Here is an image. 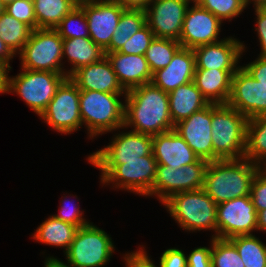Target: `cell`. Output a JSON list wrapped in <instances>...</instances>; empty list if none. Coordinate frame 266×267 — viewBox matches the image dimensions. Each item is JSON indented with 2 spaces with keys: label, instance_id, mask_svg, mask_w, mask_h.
<instances>
[{
  "label": "cell",
  "instance_id": "obj_1",
  "mask_svg": "<svg viewBox=\"0 0 266 267\" xmlns=\"http://www.w3.org/2000/svg\"><path fill=\"white\" fill-rule=\"evenodd\" d=\"M124 126L131 131L155 136L173 130L168 93L151 82L127 91Z\"/></svg>",
  "mask_w": 266,
  "mask_h": 267
},
{
  "label": "cell",
  "instance_id": "obj_2",
  "mask_svg": "<svg viewBox=\"0 0 266 267\" xmlns=\"http://www.w3.org/2000/svg\"><path fill=\"white\" fill-rule=\"evenodd\" d=\"M259 164L246 158L209 162L205 170L203 190L220 203L250 195L251 182Z\"/></svg>",
  "mask_w": 266,
  "mask_h": 267
},
{
  "label": "cell",
  "instance_id": "obj_3",
  "mask_svg": "<svg viewBox=\"0 0 266 267\" xmlns=\"http://www.w3.org/2000/svg\"><path fill=\"white\" fill-rule=\"evenodd\" d=\"M88 163L101 171L103 185L112 184V188L151 197L157 170L153 152L140 160H88Z\"/></svg>",
  "mask_w": 266,
  "mask_h": 267
},
{
  "label": "cell",
  "instance_id": "obj_4",
  "mask_svg": "<svg viewBox=\"0 0 266 267\" xmlns=\"http://www.w3.org/2000/svg\"><path fill=\"white\" fill-rule=\"evenodd\" d=\"M247 121L227 104L212 103L213 161L244 158Z\"/></svg>",
  "mask_w": 266,
  "mask_h": 267
},
{
  "label": "cell",
  "instance_id": "obj_5",
  "mask_svg": "<svg viewBox=\"0 0 266 267\" xmlns=\"http://www.w3.org/2000/svg\"><path fill=\"white\" fill-rule=\"evenodd\" d=\"M163 205L182 230H212L217 238V204L203 189L176 193Z\"/></svg>",
  "mask_w": 266,
  "mask_h": 267
},
{
  "label": "cell",
  "instance_id": "obj_6",
  "mask_svg": "<svg viewBox=\"0 0 266 267\" xmlns=\"http://www.w3.org/2000/svg\"><path fill=\"white\" fill-rule=\"evenodd\" d=\"M126 94H111L100 91H80V116L87 128L88 137L117 131L124 126L125 103L120 97Z\"/></svg>",
  "mask_w": 266,
  "mask_h": 267
},
{
  "label": "cell",
  "instance_id": "obj_7",
  "mask_svg": "<svg viewBox=\"0 0 266 267\" xmlns=\"http://www.w3.org/2000/svg\"><path fill=\"white\" fill-rule=\"evenodd\" d=\"M62 48L63 39L55 29H34L18 53L20 68L66 74Z\"/></svg>",
  "mask_w": 266,
  "mask_h": 267
},
{
  "label": "cell",
  "instance_id": "obj_8",
  "mask_svg": "<svg viewBox=\"0 0 266 267\" xmlns=\"http://www.w3.org/2000/svg\"><path fill=\"white\" fill-rule=\"evenodd\" d=\"M66 78V74L21 68L16 76H9L8 94H17L40 117Z\"/></svg>",
  "mask_w": 266,
  "mask_h": 267
},
{
  "label": "cell",
  "instance_id": "obj_9",
  "mask_svg": "<svg viewBox=\"0 0 266 267\" xmlns=\"http://www.w3.org/2000/svg\"><path fill=\"white\" fill-rule=\"evenodd\" d=\"M114 251L110 235L90 223L77 230L64 256L71 267H104Z\"/></svg>",
  "mask_w": 266,
  "mask_h": 267
},
{
  "label": "cell",
  "instance_id": "obj_10",
  "mask_svg": "<svg viewBox=\"0 0 266 267\" xmlns=\"http://www.w3.org/2000/svg\"><path fill=\"white\" fill-rule=\"evenodd\" d=\"M40 119L61 135L72 134L82 127L80 90L69 77L58 87Z\"/></svg>",
  "mask_w": 266,
  "mask_h": 267
},
{
  "label": "cell",
  "instance_id": "obj_11",
  "mask_svg": "<svg viewBox=\"0 0 266 267\" xmlns=\"http://www.w3.org/2000/svg\"><path fill=\"white\" fill-rule=\"evenodd\" d=\"M208 163L207 160L199 159L196 163L177 169L157 164L151 196H155L163 204L176 193L202 189Z\"/></svg>",
  "mask_w": 266,
  "mask_h": 267
},
{
  "label": "cell",
  "instance_id": "obj_12",
  "mask_svg": "<svg viewBox=\"0 0 266 267\" xmlns=\"http://www.w3.org/2000/svg\"><path fill=\"white\" fill-rule=\"evenodd\" d=\"M217 238L253 235L257 231V212L250 195L217 205Z\"/></svg>",
  "mask_w": 266,
  "mask_h": 267
},
{
  "label": "cell",
  "instance_id": "obj_13",
  "mask_svg": "<svg viewBox=\"0 0 266 267\" xmlns=\"http://www.w3.org/2000/svg\"><path fill=\"white\" fill-rule=\"evenodd\" d=\"M78 5L86 15L89 37L105 51L125 8L112 0H81Z\"/></svg>",
  "mask_w": 266,
  "mask_h": 267
},
{
  "label": "cell",
  "instance_id": "obj_14",
  "mask_svg": "<svg viewBox=\"0 0 266 267\" xmlns=\"http://www.w3.org/2000/svg\"><path fill=\"white\" fill-rule=\"evenodd\" d=\"M193 0H151L145 9L146 23L156 38L178 40L189 4Z\"/></svg>",
  "mask_w": 266,
  "mask_h": 267
},
{
  "label": "cell",
  "instance_id": "obj_15",
  "mask_svg": "<svg viewBox=\"0 0 266 267\" xmlns=\"http://www.w3.org/2000/svg\"><path fill=\"white\" fill-rule=\"evenodd\" d=\"M192 3L193 6L188 7L183 21L179 39L181 47L194 49L221 41L219 36L223 22L194 0Z\"/></svg>",
  "mask_w": 266,
  "mask_h": 267
},
{
  "label": "cell",
  "instance_id": "obj_16",
  "mask_svg": "<svg viewBox=\"0 0 266 267\" xmlns=\"http://www.w3.org/2000/svg\"><path fill=\"white\" fill-rule=\"evenodd\" d=\"M227 105L248 119L266 114V86L258 83L241 66L232 76Z\"/></svg>",
  "mask_w": 266,
  "mask_h": 267
},
{
  "label": "cell",
  "instance_id": "obj_17",
  "mask_svg": "<svg viewBox=\"0 0 266 267\" xmlns=\"http://www.w3.org/2000/svg\"><path fill=\"white\" fill-rule=\"evenodd\" d=\"M212 103L175 124L174 130L199 159L213 161Z\"/></svg>",
  "mask_w": 266,
  "mask_h": 267
},
{
  "label": "cell",
  "instance_id": "obj_18",
  "mask_svg": "<svg viewBox=\"0 0 266 267\" xmlns=\"http://www.w3.org/2000/svg\"><path fill=\"white\" fill-rule=\"evenodd\" d=\"M118 130L109 145L90 154L87 160H140V157L152 153L153 136Z\"/></svg>",
  "mask_w": 266,
  "mask_h": 267
},
{
  "label": "cell",
  "instance_id": "obj_19",
  "mask_svg": "<svg viewBox=\"0 0 266 267\" xmlns=\"http://www.w3.org/2000/svg\"><path fill=\"white\" fill-rule=\"evenodd\" d=\"M245 44L232 36L193 49L196 69H239Z\"/></svg>",
  "mask_w": 266,
  "mask_h": 267
},
{
  "label": "cell",
  "instance_id": "obj_20",
  "mask_svg": "<svg viewBox=\"0 0 266 267\" xmlns=\"http://www.w3.org/2000/svg\"><path fill=\"white\" fill-rule=\"evenodd\" d=\"M80 91H100L111 94H126L108 58L83 66L69 77Z\"/></svg>",
  "mask_w": 266,
  "mask_h": 267
},
{
  "label": "cell",
  "instance_id": "obj_21",
  "mask_svg": "<svg viewBox=\"0 0 266 267\" xmlns=\"http://www.w3.org/2000/svg\"><path fill=\"white\" fill-rule=\"evenodd\" d=\"M195 70L193 49L181 47L165 68L152 73L151 83L170 93L179 86L192 82Z\"/></svg>",
  "mask_w": 266,
  "mask_h": 267
},
{
  "label": "cell",
  "instance_id": "obj_22",
  "mask_svg": "<svg viewBox=\"0 0 266 267\" xmlns=\"http://www.w3.org/2000/svg\"><path fill=\"white\" fill-rule=\"evenodd\" d=\"M153 155L157 164L174 169L196 163L199 157L173 129L153 136Z\"/></svg>",
  "mask_w": 266,
  "mask_h": 267
},
{
  "label": "cell",
  "instance_id": "obj_23",
  "mask_svg": "<svg viewBox=\"0 0 266 267\" xmlns=\"http://www.w3.org/2000/svg\"><path fill=\"white\" fill-rule=\"evenodd\" d=\"M105 56L126 92L151 82L152 72L145 55L105 52Z\"/></svg>",
  "mask_w": 266,
  "mask_h": 267
},
{
  "label": "cell",
  "instance_id": "obj_24",
  "mask_svg": "<svg viewBox=\"0 0 266 267\" xmlns=\"http://www.w3.org/2000/svg\"><path fill=\"white\" fill-rule=\"evenodd\" d=\"M238 69H196L193 82L209 103L227 104Z\"/></svg>",
  "mask_w": 266,
  "mask_h": 267
},
{
  "label": "cell",
  "instance_id": "obj_25",
  "mask_svg": "<svg viewBox=\"0 0 266 267\" xmlns=\"http://www.w3.org/2000/svg\"><path fill=\"white\" fill-rule=\"evenodd\" d=\"M168 97L171 120L174 125L210 104L193 81L168 93Z\"/></svg>",
  "mask_w": 266,
  "mask_h": 267
},
{
  "label": "cell",
  "instance_id": "obj_26",
  "mask_svg": "<svg viewBox=\"0 0 266 267\" xmlns=\"http://www.w3.org/2000/svg\"><path fill=\"white\" fill-rule=\"evenodd\" d=\"M62 50L63 59L66 57L71 67L66 70L67 77L79 68L99 62L105 57V52L90 37L63 39Z\"/></svg>",
  "mask_w": 266,
  "mask_h": 267
},
{
  "label": "cell",
  "instance_id": "obj_27",
  "mask_svg": "<svg viewBox=\"0 0 266 267\" xmlns=\"http://www.w3.org/2000/svg\"><path fill=\"white\" fill-rule=\"evenodd\" d=\"M78 229V227L51 215L38 226L32 234V238L37 242L39 241L38 243L63 248L65 253L74 240Z\"/></svg>",
  "mask_w": 266,
  "mask_h": 267
},
{
  "label": "cell",
  "instance_id": "obj_28",
  "mask_svg": "<svg viewBox=\"0 0 266 267\" xmlns=\"http://www.w3.org/2000/svg\"><path fill=\"white\" fill-rule=\"evenodd\" d=\"M38 28L54 29L77 5L76 0H33Z\"/></svg>",
  "mask_w": 266,
  "mask_h": 267
},
{
  "label": "cell",
  "instance_id": "obj_29",
  "mask_svg": "<svg viewBox=\"0 0 266 267\" xmlns=\"http://www.w3.org/2000/svg\"><path fill=\"white\" fill-rule=\"evenodd\" d=\"M244 158L259 165L266 162V114L248 119Z\"/></svg>",
  "mask_w": 266,
  "mask_h": 267
},
{
  "label": "cell",
  "instance_id": "obj_30",
  "mask_svg": "<svg viewBox=\"0 0 266 267\" xmlns=\"http://www.w3.org/2000/svg\"><path fill=\"white\" fill-rule=\"evenodd\" d=\"M146 24L144 9L125 8L121 14L117 29L113 33L110 45L104 52H118L123 44Z\"/></svg>",
  "mask_w": 266,
  "mask_h": 267
},
{
  "label": "cell",
  "instance_id": "obj_31",
  "mask_svg": "<svg viewBox=\"0 0 266 267\" xmlns=\"http://www.w3.org/2000/svg\"><path fill=\"white\" fill-rule=\"evenodd\" d=\"M32 29L4 11L0 15V38L17 54L28 41Z\"/></svg>",
  "mask_w": 266,
  "mask_h": 267
},
{
  "label": "cell",
  "instance_id": "obj_32",
  "mask_svg": "<svg viewBox=\"0 0 266 267\" xmlns=\"http://www.w3.org/2000/svg\"><path fill=\"white\" fill-rule=\"evenodd\" d=\"M229 240L235 245L245 267H266V244L257 236H235Z\"/></svg>",
  "mask_w": 266,
  "mask_h": 267
},
{
  "label": "cell",
  "instance_id": "obj_33",
  "mask_svg": "<svg viewBox=\"0 0 266 267\" xmlns=\"http://www.w3.org/2000/svg\"><path fill=\"white\" fill-rule=\"evenodd\" d=\"M180 48L181 44L178 40L155 37L145 53L150 71L154 73L165 68Z\"/></svg>",
  "mask_w": 266,
  "mask_h": 267
},
{
  "label": "cell",
  "instance_id": "obj_34",
  "mask_svg": "<svg viewBox=\"0 0 266 267\" xmlns=\"http://www.w3.org/2000/svg\"><path fill=\"white\" fill-rule=\"evenodd\" d=\"M212 267H245L235 247L229 239L212 237Z\"/></svg>",
  "mask_w": 266,
  "mask_h": 267
},
{
  "label": "cell",
  "instance_id": "obj_35",
  "mask_svg": "<svg viewBox=\"0 0 266 267\" xmlns=\"http://www.w3.org/2000/svg\"><path fill=\"white\" fill-rule=\"evenodd\" d=\"M54 29L62 39L89 37L86 15L79 5L68 13Z\"/></svg>",
  "mask_w": 266,
  "mask_h": 267
},
{
  "label": "cell",
  "instance_id": "obj_36",
  "mask_svg": "<svg viewBox=\"0 0 266 267\" xmlns=\"http://www.w3.org/2000/svg\"><path fill=\"white\" fill-rule=\"evenodd\" d=\"M222 22L238 17L246 9L243 0H194Z\"/></svg>",
  "mask_w": 266,
  "mask_h": 267
},
{
  "label": "cell",
  "instance_id": "obj_37",
  "mask_svg": "<svg viewBox=\"0 0 266 267\" xmlns=\"http://www.w3.org/2000/svg\"><path fill=\"white\" fill-rule=\"evenodd\" d=\"M155 38L153 31L146 24L133 34L118 51L123 54L145 55L146 50Z\"/></svg>",
  "mask_w": 266,
  "mask_h": 267
},
{
  "label": "cell",
  "instance_id": "obj_38",
  "mask_svg": "<svg viewBox=\"0 0 266 267\" xmlns=\"http://www.w3.org/2000/svg\"><path fill=\"white\" fill-rule=\"evenodd\" d=\"M5 11L32 30L37 29L33 0H14L5 6Z\"/></svg>",
  "mask_w": 266,
  "mask_h": 267
},
{
  "label": "cell",
  "instance_id": "obj_39",
  "mask_svg": "<svg viewBox=\"0 0 266 267\" xmlns=\"http://www.w3.org/2000/svg\"><path fill=\"white\" fill-rule=\"evenodd\" d=\"M67 198L68 197L65 195L64 200L62 199L60 202L61 206L59 207V213L55 215L53 214V216L78 228L90 224V221H87V219L83 218L84 212L82 209H80V205L76 206L73 204L74 201L71 202V200Z\"/></svg>",
  "mask_w": 266,
  "mask_h": 267
},
{
  "label": "cell",
  "instance_id": "obj_40",
  "mask_svg": "<svg viewBox=\"0 0 266 267\" xmlns=\"http://www.w3.org/2000/svg\"><path fill=\"white\" fill-rule=\"evenodd\" d=\"M250 198L256 212L266 209V175L260 169L251 182Z\"/></svg>",
  "mask_w": 266,
  "mask_h": 267
},
{
  "label": "cell",
  "instance_id": "obj_41",
  "mask_svg": "<svg viewBox=\"0 0 266 267\" xmlns=\"http://www.w3.org/2000/svg\"><path fill=\"white\" fill-rule=\"evenodd\" d=\"M210 247L194 248L189 255H187V267H212L211 250L212 237L210 240Z\"/></svg>",
  "mask_w": 266,
  "mask_h": 267
},
{
  "label": "cell",
  "instance_id": "obj_42",
  "mask_svg": "<svg viewBox=\"0 0 266 267\" xmlns=\"http://www.w3.org/2000/svg\"><path fill=\"white\" fill-rule=\"evenodd\" d=\"M156 267H187V257L183 250L168 248L161 254L159 266Z\"/></svg>",
  "mask_w": 266,
  "mask_h": 267
},
{
  "label": "cell",
  "instance_id": "obj_43",
  "mask_svg": "<svg viewBox=\"0 0 266 267\" xmlns=\"http://www.w3.org/2000/svg\"><path fill=\"white\" fill-rule=\"evenodd\" d=\"M141 246L136 251L125 253L123 262H125L126 267H156V263L154 264L155 261L147 255V251H145L143 245Z\"/></svg>",
  "mask_w": 266,
  "mask_h": 267
},
{
  "label": "cell",
  "instance_id": "obj_44",
  "mask_svg": "<svg viewBox=\"0 0 266 267\" xmlns=\"http://www.w3.org/2000/svg\"><path fill=\"white\" fill-rule=\"evenodd\" d=\"M256 17L257 37L260 42V57H266V10L264 8H254Z\"/></svg>",
  "mask_w": 266,
  "mask_h": 267
},
{
  "label": "cell",
  "instance_id": "obj_45",
  "mask_svg": "<svg viewBox=\"0 0 266 267\" xmlns=\"http://www.w3.org/2000/svg\"><path fill=\"white\" fill-rule=\"evenodd\" d=\"M249 75L258 83L266 86V57L257 56V58L242 66Z\"/></svg>",
  "mask_w": 266,
  "mask_h": 267
},
{
  "label": "cell",
  "instance_id": "obj_46",
  "mask_svg": "<svg viewBox=\"0 0 266 267\" xmlns=\"http://www.w3.org/2000/svg\"><path fill=\"white\" fill-rule=\"evenodd\" d=\"M15 55L16 54L11 50V48H9V46L6 45L0 38V62L6 64L10 69H12L10 66V60H12Z\"/></svg>",
  "mask_w": 266,
  "mask_h": 267
},
{
  "label": "cell",
  "instance_id": "obj_47",
  "mask_svg": "<svg viewBox=\"0 0 266 267\" xmlns=\"http://www.w3.org/2000/svg\"><path fill=\"white\" fill-rule=\"evenodd\" d=\"M124 8L146 9L151 0H112Z\"/></svg>",
  "mask_w": 266,
  "mask_h": 267
},
{
  "label": "cell",
  "instance_id": "obj_48",
  "mask_svg": "<svg viewBox=\"0 0 266 267\" xmlns=\"http://www.w3.org/2000/svg\"><path fill=\"white\" fill-rule=\"evenodd\" d=\"M10 68L0 62V93L4 94L7 93L8 94V83H9V72H10Z\"/></svg>",
  "mask_w": 266,
  "mask_h": 267
},
{
  "label": "cell",
  "instance_id": "obj_49",
  "mask_svg": "<svg viewBox=\"0 0 266 267\" xmlns=\"http://www.w3.org/2000/svg\"><path fill=\"white\" fill-rule=\"evenodd\" d=\"M44 267H71L64 261H61L59 258L53 256H48L45 258Z\"/></svg>",
  "mask_w": 266,
  "mask_h": 267
},
{
  "label": "cell",
  "instance_id": "obj_50",
  "mask_svg": "<svg viewBox=\"0 0 266 267\" xmlns=\"http://www.w3.org/2000/svg\"><path fill=\"white\" fill-rule=\"evenodd\" d=\"M266 232V209L257 212V232Z\"/></svg>",
  "mask_w": 266,
  "mask_h": 267
},
{
  "label": "cell",
  "instance_id": "obj_51",
  "mask_svg": "<svg viewBox=\"0 0 266 267\" xmlns=\"http://www.w3.org/2000/svg\"><path fill=\"white\" fill-rule=\"evenodd\" d=\"M245 7H248L250 3H253L254 8H264L266 6V0H243Z\"/></svg>",
  "mask_w": 266,
  "mask_h": 267
},
{
  "label": "cell",
  "instance_id": "obj_52",
  "mask_svg": "<svg viewBox=\"0 0 266 267\" xmlns=\"http://www.w3.org/2000/svg\"><path fill=\"white\" fill-rule=\"evenodd\" d=\"M259 169L266 175V162L261 163Z\"/></svg>",
  "mask_w": 266,
  "mask_h": 267
},
{
  "label": "cell",
  "instance_id": "obj_53",
  "mask_svg": "<svg viewBox=\"0 0 266 267\" xmlns=\"http://www.w3.org/2000/svg\"><path fill=\"white\" fill-rule=\"evenodd\" d=\"M5 11V5L0 0V15Z\"/></svg>",
  "mask_w": 266,
  "mask_h": 267
},
{
  "label": "cell",
  "instance_id": "obj_54",
  "mask_svg": "<svg viewBox=\"0 0 266 267\" xmlns=\"http://www.w3.org/2000/svg\"><path fill=\"white\" fill-rule=\"evenodd\" d=\"M1 1L6 6L8 3H11L14 0H1Z\"/></svg>",
  "mask_w": 266,
  "mask_h": 267
}]
</instances>
